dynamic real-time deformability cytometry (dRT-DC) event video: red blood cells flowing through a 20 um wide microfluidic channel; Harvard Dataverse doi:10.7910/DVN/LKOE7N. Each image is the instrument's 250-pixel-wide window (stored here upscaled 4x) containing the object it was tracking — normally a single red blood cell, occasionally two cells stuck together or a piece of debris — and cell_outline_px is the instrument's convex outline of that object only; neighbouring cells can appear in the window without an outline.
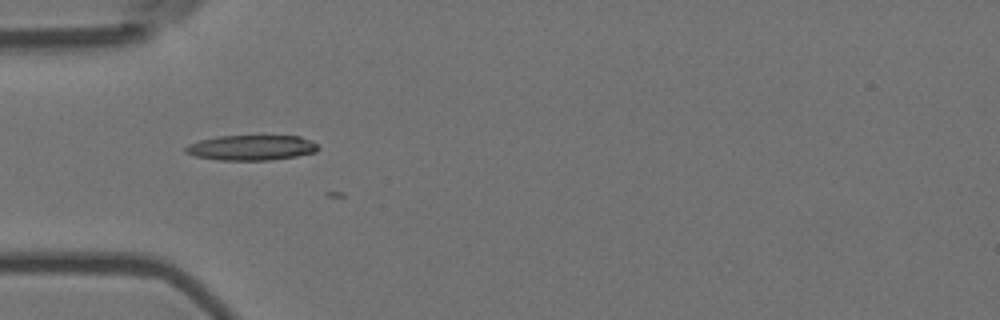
{"species": "Egyptian fruit bat (a non-hibernating species)", "species_latin": "Rousettus aegyptiacus", "temperature_condition": "room temperature", "stored_images_in_passage": 6, "camera_frame_rate_fps": 3000, "um_per_image_px": 0.085, "animal": {"sex": "female"}, "frame": {"image": 1, "passage_image": 1, "time_ms": 0.0, "image_size_px": [1000, 320], "cell_outline_px": [[320, 148], [316, 152], [296, 156], [268, 160], [220, 160], [196, 156], [184, 152], [184, 148], [188, 144], [200, 140], [220, 136], [300, 136], [312, 140]], "centroid_in_image_um": [21.38, 12.55], "position_along_channel_um": 63.6, "area_um2": 19.42}}
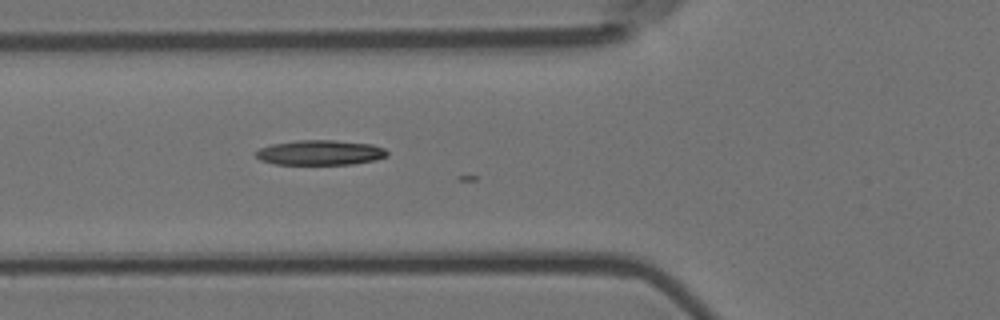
{"frame": {"image": 2, "passage_image": 4, "time_ms": 1.0, "image_size_px": [1000, 320], "cell_outline_px": [[388, 156], [376, 160], [352, 164], [276, 164], [260, 160], [256, 156], [256, 152], [260, 148], [272, 144], [296, 140], [332, 140], [372, 144], [384, 148], [388, 152]], "centroid_in_image_um": [27.24, 12.97], "position_along_channel_um": 98.6, "area_um2": 19.07}}